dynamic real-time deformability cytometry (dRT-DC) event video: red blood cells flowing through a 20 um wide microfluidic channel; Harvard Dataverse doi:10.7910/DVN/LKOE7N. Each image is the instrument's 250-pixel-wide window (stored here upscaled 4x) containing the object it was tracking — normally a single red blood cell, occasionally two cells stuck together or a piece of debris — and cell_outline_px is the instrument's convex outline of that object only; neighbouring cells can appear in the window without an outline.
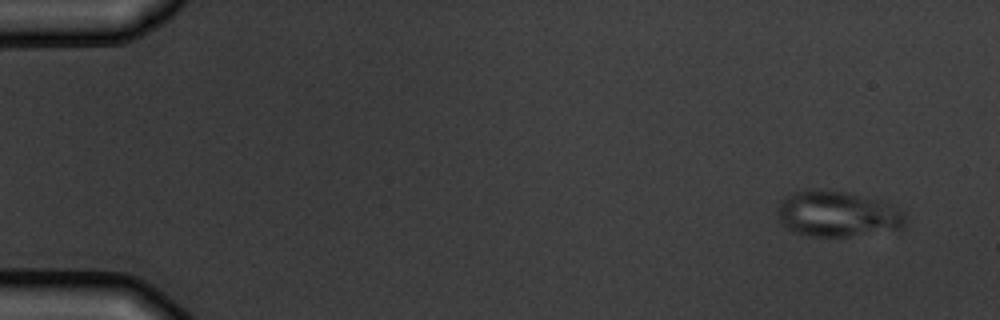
{"species": "common noctule bat (a hibernating species)", "species_latin": "Nyctalus noctula", "temperature_condition": "warm", "stored_images_in_passage": 5, "camera_frame_rate_fps": 3000, "um_per_image_px": 0.085, "animal": {"sex": "male", "body_mass_g": 19.5, "forearm_length_mm": 54.6}, "frame": {"image": 1, "passage_image": 1, "time_ms": 0.0, "image_size_px": [1000, 320], "cell_outline_px": [[908, 216], [904, 228], [900, 232], [848, 236], [808, 236], [792, 232], [780, 220], [776, 208], [780, 200], [796, 192], [844, 192], [880, 200], [896, 204]], "centroid_in_image_um": [71.34, 18.25], "position_along_channel_um": 13.7, "area_um2": 34.33}}